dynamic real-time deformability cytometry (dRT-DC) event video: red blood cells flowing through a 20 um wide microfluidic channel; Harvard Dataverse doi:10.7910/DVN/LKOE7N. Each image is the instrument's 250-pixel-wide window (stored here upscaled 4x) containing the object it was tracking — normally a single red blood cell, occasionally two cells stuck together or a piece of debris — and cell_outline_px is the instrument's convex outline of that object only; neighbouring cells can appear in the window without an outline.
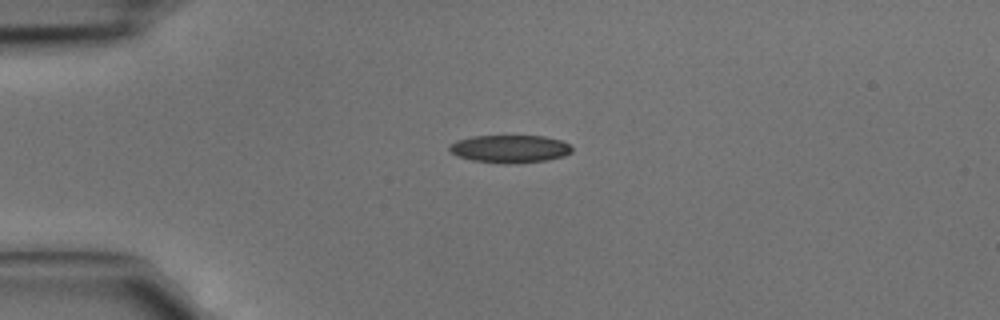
{"species": "common noctule bat (a hibernating species)", "species_latin": "Nyctalus noctula", "temperature_condition": "cold", "stored_images_in_passage": 2, "camera_frame_rate_fps": 3000, "um_per_image_px": 0.085, "animal": {"sex": "male", "body_mass_g": 15.6}, "frame": {"image": 1, "passage_image": 1, "time_ms": 0.0, "image_size_px": [1000, 320], "cell_outline_px": [[572, 152], [564, 156], [548, 160], [516, 164], [504, 164], [472, 160], [456, 156], [448, 148], [456, 140], [472, 136], [544, 136], [560, 140], [568, 144], [572, 148]], "centroid_in_image_um": [43.34, 12.66], "position_along_channel_um": 41.7, "area_um2": 19.94}}
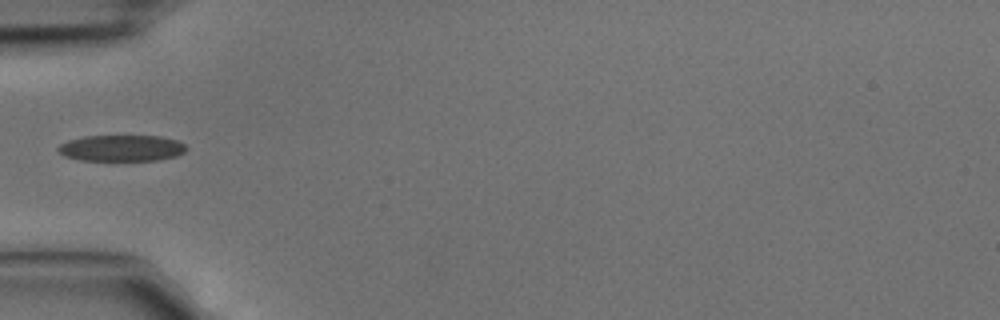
{"frame": {"image": 2, "passage_image": 2, "time_ms": 0.333, "image_size_px": [1000, 320], "cell_outline_px": [[188, 148], [184, 152], [176, 156], [156, 160], [80, 160], [64, 156], [56, 148], [60, 144], [68, 140], [84, 136], [160, 136], [176, 140], [184, 144]], "centroid_in_image_um": [10.32, 12.58], "position_along_channel_um": 74.7, "area_um2": 19.54}}